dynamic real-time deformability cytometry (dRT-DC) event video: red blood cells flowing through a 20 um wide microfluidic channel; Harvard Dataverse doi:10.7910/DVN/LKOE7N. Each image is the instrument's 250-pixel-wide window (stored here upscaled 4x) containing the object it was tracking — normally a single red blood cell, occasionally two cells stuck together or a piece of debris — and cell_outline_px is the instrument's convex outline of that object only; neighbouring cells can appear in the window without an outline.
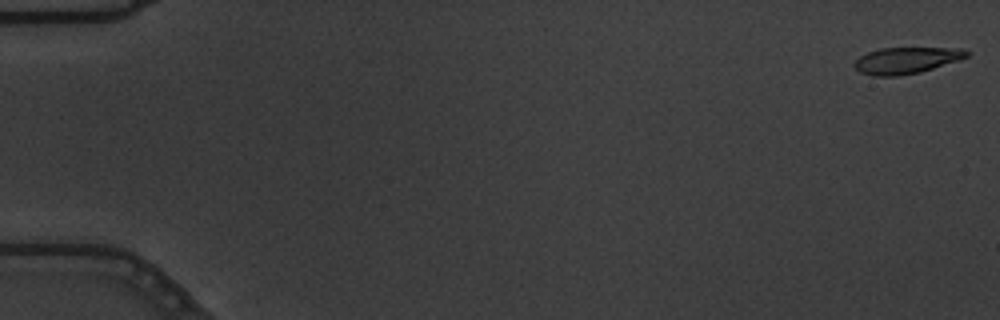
{"species": "common noctule bat (a hibernating species)", "species_latin": "Nyctalus noctula", "temperature_condition": "warm", "stored_images_in_passage": 57, "camera_frame_rate_fps": 3000, "um_per_image_px": 0.085, "animal": {"sex": "male", "body_mass_g": 19.5, "forearm_length_mm": 54.6}, "frame": {"image": 1, "passage_image": 1, "time_ms": 0.0, "image_size_px": [1000, 320], "cell_outline_px": [[972, 52], [968, 56], [960, 60], [920, 72], [900, 76], [872, 76], [860, 72], [852, 64], [860, 56], [868, 52], [880, 48], [964, 48]], "centroid_in_image_um": [77.07, 5.13], "position_along_channel_um": 7.9, "area_um2": 17.46}}
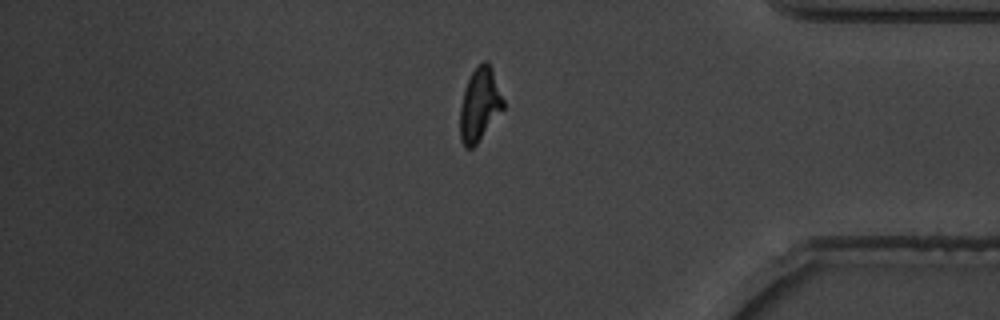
{"frame": {"image": 2, "passage_image": 48, "time_ms": 15.667, "image_size_px": [1000, 320], "cell_outline_px": [[504, 108], [476, 144], [472, 148], [464, 148], [460, 140], [460, 108], [464, 92], [468, 80], [472, 72], [484, 60], [488, 60], [492, 68], [504, 100]], "centroid_in_image_um": [40.77, 8.9], "position_along_channel_um": 394.4, "area_um2": 18.26}}
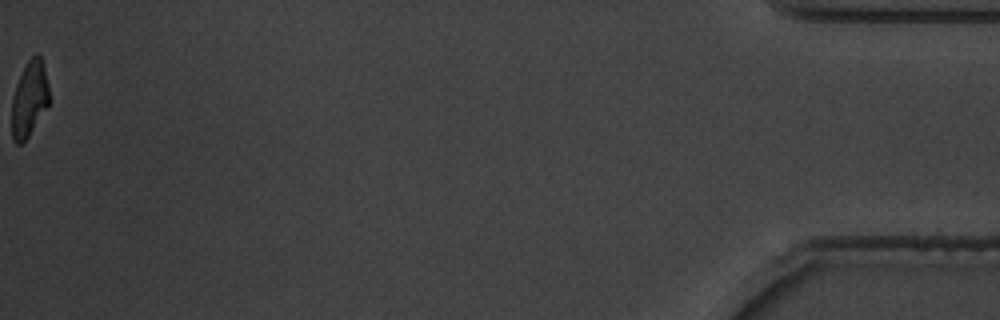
{"frame": {"image": 3, "passage_image": 57, "time_ms": 18.667, "image_size_px": [1000, 320], "cell_outline_px": [[52, 100], [28, 136], [20, 144], [16, 144], [12, 140], [12, 96], [16, 84], [28, 60], [36, 52], [40, 56], [44, 64]], "centroid_in_image_um": [2.53, 8.38], "position_along_channel_um": 432.7, "area_um2": 16.7}, "authors_computed_cell_mechanics": {"area_um2": 18.3804, "velocity_mm_per_s": 3.6535, "shape_relaxation_time_tau1_ms": 4.2517, "shape_relaxation_time_tau2_ms": 2.4245, "deformation_change_tau1": 0.2274, "deformation_change_tau2": 0.1242}}